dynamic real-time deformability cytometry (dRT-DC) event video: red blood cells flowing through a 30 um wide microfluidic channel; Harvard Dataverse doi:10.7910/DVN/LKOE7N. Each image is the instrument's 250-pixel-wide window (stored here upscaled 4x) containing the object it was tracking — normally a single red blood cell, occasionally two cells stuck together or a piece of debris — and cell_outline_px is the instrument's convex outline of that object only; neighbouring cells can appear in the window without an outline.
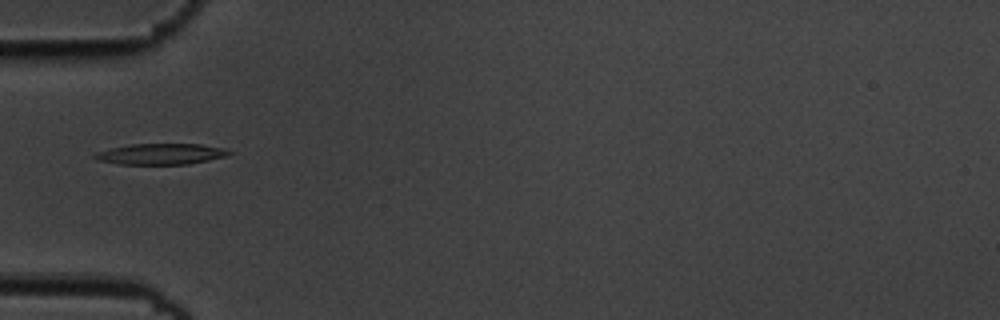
{"species": "common noctule bat (a hibernating species)", "species_latin": "Nyctalus noctula", "temperature_condition": "cold", "stored_images_in_passage": 10, "camera_frame_rate_fps": 3000, "um_per_image_px": 0.085, "animal": {"sex": "male", "body_mass_g": 19.5, "forearm_length_mm": 54.6}, "frame": {"image": 1, "passage_image": 5, "time_ms": 1.333, "image_size_px": [1000, 320], "cell_outline_px": [[232, 152], [228, 156], [188, 164], [120, 164], [100, 160], [92, 156], [96, 152], [108, 148], [132, 144], [200, 144], [220, 148]], "centroid_in_image_um": [13.65, 13.09], "position_along_channel_um": 71.3, "area_um2": 16.18}}
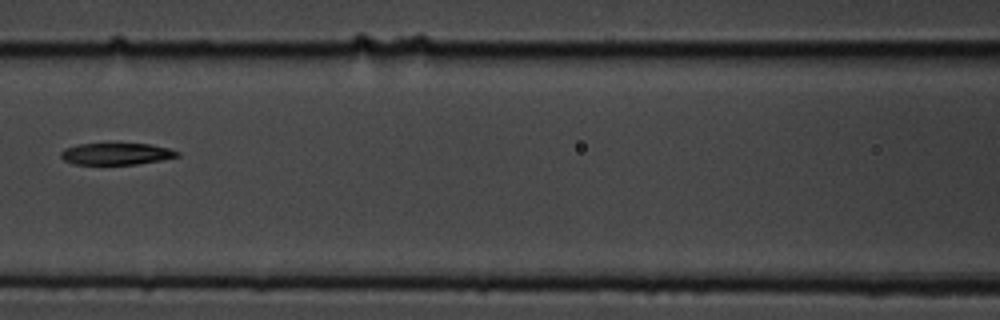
{"frame": {"image": 2, "passage_image": 7, "time_ms": 2.0, "image_size_px": [1000, 320], "cell_outline_px": [[180, 156], [160, 160], [136, 164], [72, 164], [64, 160], [60, 156], [60, 152], [64, 148], [76, 144], [148, 144], [168, 148], [180, 152]], "centroid_in_image_um": [9.85, 13.08], "position_along_channel_um": 156.7, "area_um2": 14.68}}
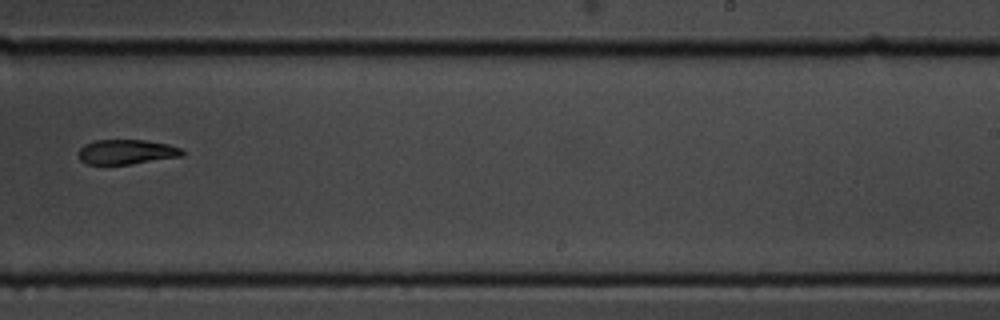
{"frame": {"image": 3, "passage_image": 10, "time_ms": 3.0, "image_size_px": [1000, 320], "cell_outline_px": [[184, 156], [132, 164], [88, 164], [80, 160], [80, 148], [84, 144], [96, 140], [144, 140], [168, 144], [180, 148], [184, 152]], "centroid_in_image_um": [10.78, 12.91], "position_along_channel_um": 278.2, "area_um2": 14.91}}